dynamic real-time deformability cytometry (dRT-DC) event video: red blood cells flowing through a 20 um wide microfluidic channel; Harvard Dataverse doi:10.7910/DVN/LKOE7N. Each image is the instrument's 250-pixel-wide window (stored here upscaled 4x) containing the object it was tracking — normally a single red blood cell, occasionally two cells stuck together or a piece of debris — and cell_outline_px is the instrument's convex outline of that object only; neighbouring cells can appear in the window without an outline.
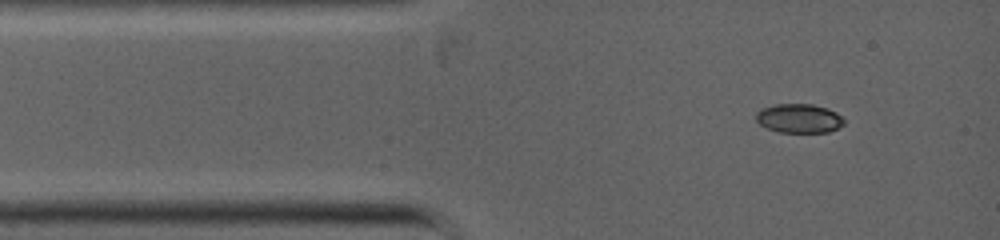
{"species": "common noctule bat (a hibernating species)", "species_latin": "Nyctalus noctula", "temperature_condition": "warm", "stored_images_in_passage": 2, "camera_frame_rate_fps": 5000, "um_per_image_px": 0.085, "animal": {"sex": "female", "body_mass_g": 19.0, "forearm_length_mm": 53.3}, "frame": {"image": 1, "passage_image": 2, "time_ms": 0.4, "image_size_px": [1000, 240], "cell_outline_px": [[844, 124], [828, 132], [780, 132], [768, 128], [760, 124], [756, 120], [756, 112], [760, 108], [776, 104], [812, 104], [828, 108], [836, 112], [844, 120]], "centroid_in_image_um": [67.9, 10.05], "position_along_channel_um": 17.1, "area_um2": 14.85}}